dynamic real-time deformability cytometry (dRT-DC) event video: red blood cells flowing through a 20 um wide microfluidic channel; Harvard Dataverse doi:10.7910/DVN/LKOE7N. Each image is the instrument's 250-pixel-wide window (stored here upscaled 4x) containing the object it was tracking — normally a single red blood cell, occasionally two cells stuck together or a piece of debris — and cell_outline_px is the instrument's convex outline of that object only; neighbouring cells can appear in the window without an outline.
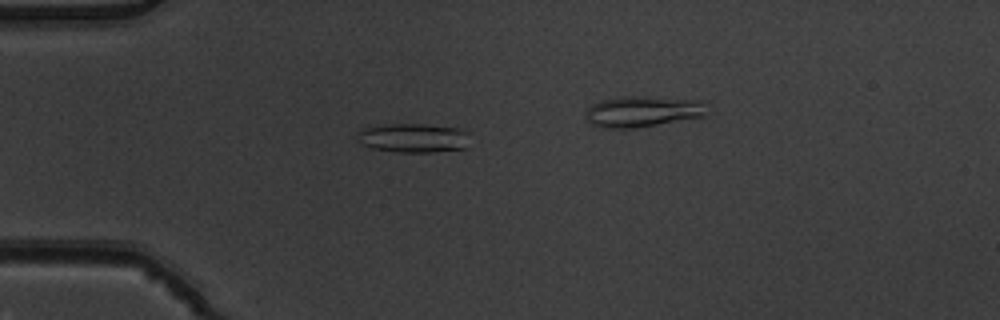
{"species": "common noctule bat (a hibernating species)", "species_latin": "Nyctalus noctula", "temperature_condition": "warm", "stored_images_in_passage": 6, "camera_frame_rate_fps": 3000, "um_per_image_px": 0.085, "animal": {"sex": "male", "body_mass_g": 19.5, "forearm_length_mm": 54.6}, "frame": {"image": 1, "passage_image": 5, "time_ms": 1.333, "image_size_px": [1000, 320], "cell_outline_px": [[468, 132], [464, 148], [432, 152], [396, 152], [372, 148], [364, 144], [360, 140], [360, 132], [364, 128], [392, 124], [424, 124], [456, 128]], "centroid_in_image_um": [35.15, 11.73], "position_along_channel_um": 49.8, "area_um2": 18.5}}